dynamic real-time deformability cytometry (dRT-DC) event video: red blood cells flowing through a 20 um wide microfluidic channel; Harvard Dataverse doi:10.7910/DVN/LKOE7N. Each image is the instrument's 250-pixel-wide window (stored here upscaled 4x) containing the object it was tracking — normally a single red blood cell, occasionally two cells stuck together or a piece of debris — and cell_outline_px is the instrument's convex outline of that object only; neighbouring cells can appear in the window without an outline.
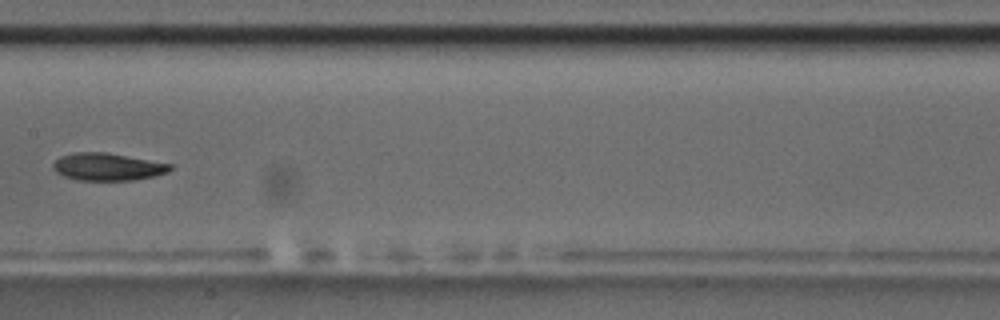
{"species": "common noctule bat (a hibernating species)", "species_latin": "Nyctalus noctula", "temperature_condition": "room temperature", "stored_images_in_passage": 10, "camera_frame_rate_fps": 3000, "um_per_image_px": 0.085, "animal": {"sex": "male", "body_mass_g": 17.5, "forearm_length_mm": 52.3}, "frame": {"image": 1, "passage_image": 7, "time_ms": 7.0, "image_size_px": [1000, 320], "cell_outline_px": [[172, 168], [168, 172], [152, 176], [132, 180], [76, 180], [64, 176], [56, 172], [52, 168], [52, 164], [60, 156], [72, 152], [108, 152], [172, 164]], "centroid_in_image_um": [9.11, 14.16], "position_along_channel_um": 198.3, "area_um2": 18.79}}